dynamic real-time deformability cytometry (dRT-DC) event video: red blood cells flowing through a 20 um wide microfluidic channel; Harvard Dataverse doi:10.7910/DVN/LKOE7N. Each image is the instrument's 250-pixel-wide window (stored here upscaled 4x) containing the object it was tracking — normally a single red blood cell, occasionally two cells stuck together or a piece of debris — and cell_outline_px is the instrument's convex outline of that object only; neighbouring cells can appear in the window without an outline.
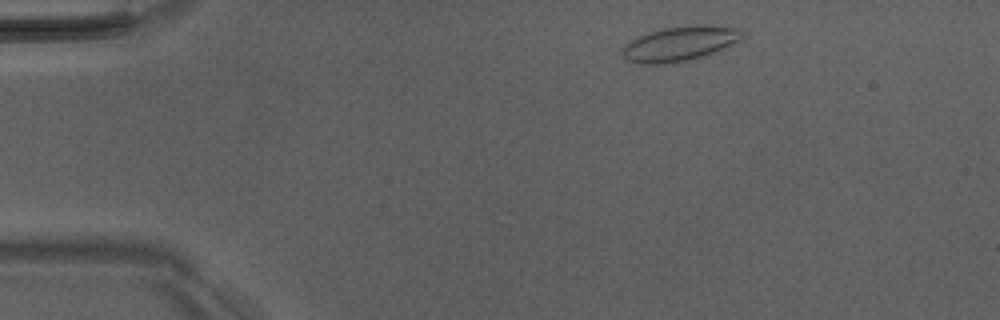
{"species": "Egyptian fruit bat (a non-hibernating species)", "species_latin": "Rousettus aegyptiacus", "temperature_condition": "room temperature", "stored_images_in_passage": 3, "camera_frame_rate_fps": 3000, "um_per_image_px": 0.085, "animal": {"sex": "male"}, "frame": {"image": 1, "passage_image": 1, "time_ms": 0.0, "image_size_px": [1000, 320], "cell_outline_px": [[740, 36], [736, 40], [716, 52], [708, 56], [672, 64], [640, 64], [628, 60], [624, 56], [624, 44], [640, 36], [664, 28], [696, 24], [700, 24], [740, 28]], "centroid_in_image_um": [57.77, 3.73], "position_along_channel_um": 27.2, "area_um2": 23.93}}